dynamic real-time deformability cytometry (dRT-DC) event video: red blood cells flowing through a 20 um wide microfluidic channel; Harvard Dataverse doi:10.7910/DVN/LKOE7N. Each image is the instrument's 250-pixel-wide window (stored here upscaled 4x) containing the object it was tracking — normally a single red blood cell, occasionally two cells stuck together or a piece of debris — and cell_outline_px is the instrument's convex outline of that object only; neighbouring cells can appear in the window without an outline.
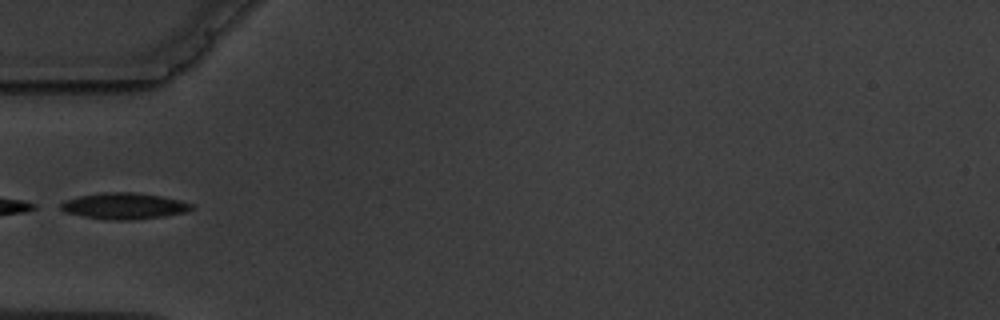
{"species": "common noctule bat (a hibernating species)", "species_latin": "Nyctalus noctula", "temperature_condition": "warm", "stored_images_in_passage": 9, "camera_frame_rate_fps": 3000, "um_per_image_px": 0.085, "animal": {"sex": "male", "body_mass_g": 19.5, "forearm_length_mm": 54.6}, "frame": {"image": 1, "passage_image": 6, "time_ms": 5.667, "image_size_px": [1000, 320], "cell_outline_px": [[192, 208], [184, 212], [164, 216], [128, 220], [108, 220], [84, 216], [68, 212], [60, 208], [60, 204], [64, 200], [80, 196], [104, 192], [136, 192], [160, 196], [180, 200], [192, 204]], "centroid_in_image_um": [10.54, 17.5], "position_along_channel_um": 74.5, "area_um2": 19.71}}
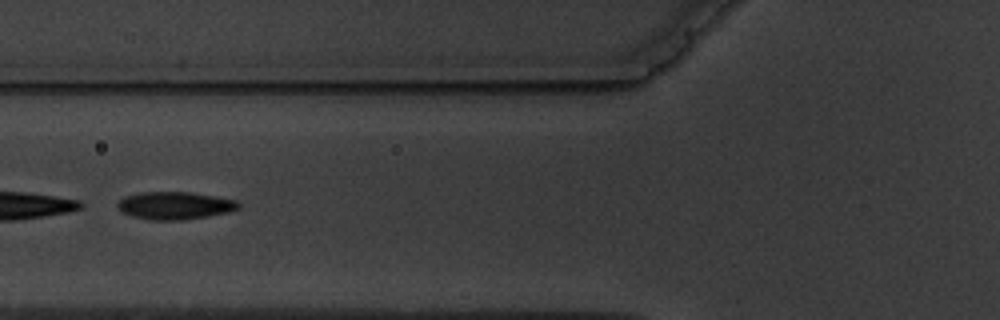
{"frame": {"image": 2, "passage_image": 7, "time_ms": 6.667, "image_size_px": [1000, 320], "cell_outline_px": [[240, 208], [228, 212], [208, 216], [184, 220], [148, 220], [132, 216], [120, 212], [116, 208], [116, 204], [124, 196], [140, 192], [188, 192], [216, 196], [236, 200], [240, 204]], "centroid_in_image_um": [14.82, 17.47], "position_along_channel_um": 111.0, "area_um2": 19.71}}
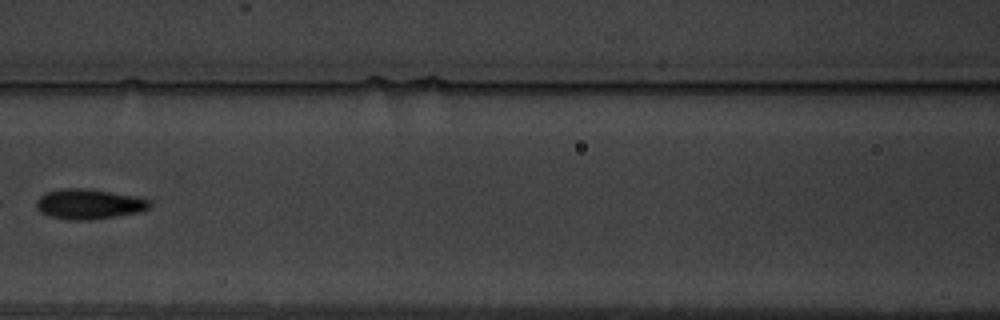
{"frame": {"image": 3, "passage_image": 8, "time_ms": 8.0, "image_size_px": [1000, 320], "cell_outline_px": [[152, 208], [140, 212], [88, 220], [68, 220], [48, 216], [40, 212], [36, 208], [36, 200], [44, 192], [60, 188], [92, 188], [136, 196], [152, 200]], "centroid_in_image_um": [7.57, 17.33], "position_along_channel_um": 159.0, "area_um2": 20.4}}